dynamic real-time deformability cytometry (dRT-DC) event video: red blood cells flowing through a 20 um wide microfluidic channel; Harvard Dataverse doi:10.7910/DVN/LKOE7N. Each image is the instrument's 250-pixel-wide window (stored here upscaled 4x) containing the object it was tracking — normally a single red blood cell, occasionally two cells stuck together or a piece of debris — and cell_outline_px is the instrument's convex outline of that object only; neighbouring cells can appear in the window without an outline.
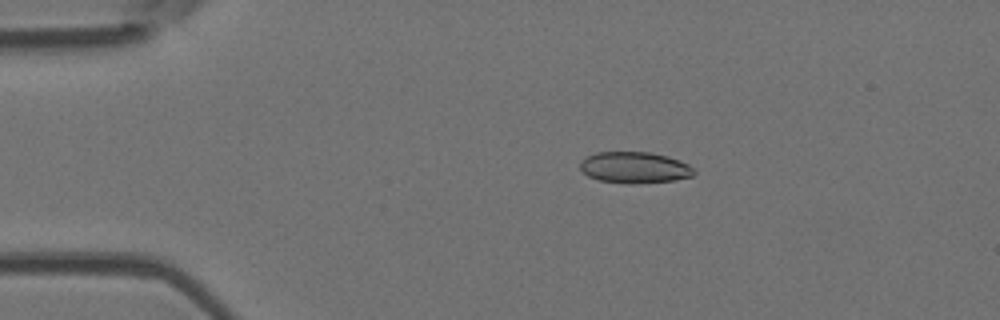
{"species": "Egyptian fruit bat (a non-hibernating species)", "species_latin": "Rousettus aegyptiacus", "temperature_condition": "room temperature", "stored_images_in_passage": 5, "camera_frame_rate_fps": 3000, "um_per_image_px": 0.085, "animal": {"sex": "female"}, "frame": {"image": 1, "passage_image": 3, "time_ms": 2.333, "image_size_px": [1000, 320], "cell_outline_px": [[696, 172], [692, 176], [676, 180], [628, 184], [600, 180], [588, 176], [580, 168], [580, 160], [596, 152], [648, 152], [668, 156], [680, 160], [688, 164]], "centroid_in_image_um": [53.94, 14.23], "position_along_channel_um": 31.1, "area_um2": 20.75}}
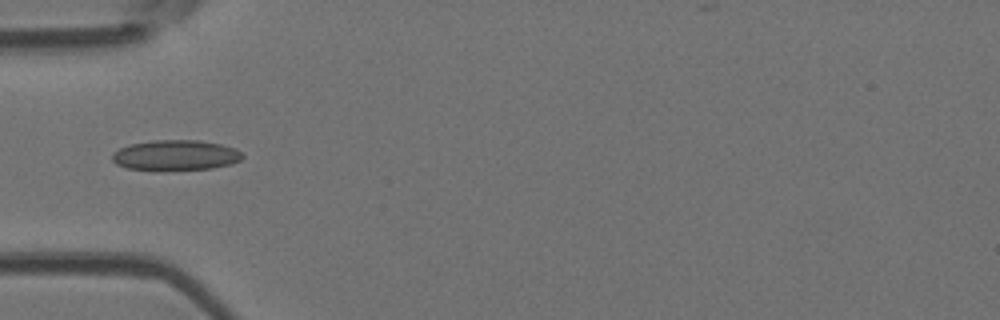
{"frame": {"image": 2, "passage_image": 5, "time_ms": 4.667, "image_size_px": [1000, 320], "cell_outline_px": [[244, 156], [240, 160], [228, 164], [212, 168], [160, 172], [128, 168], [116, 164], [112, 160], [112, 152], [128, 144], [152, 140], [200, 140], [220, 144], [236, 148]], "centroid_in_image_um": [14.88, 13.21], "position_along_channel_um": 70.1, "area_um2": 23.58}}